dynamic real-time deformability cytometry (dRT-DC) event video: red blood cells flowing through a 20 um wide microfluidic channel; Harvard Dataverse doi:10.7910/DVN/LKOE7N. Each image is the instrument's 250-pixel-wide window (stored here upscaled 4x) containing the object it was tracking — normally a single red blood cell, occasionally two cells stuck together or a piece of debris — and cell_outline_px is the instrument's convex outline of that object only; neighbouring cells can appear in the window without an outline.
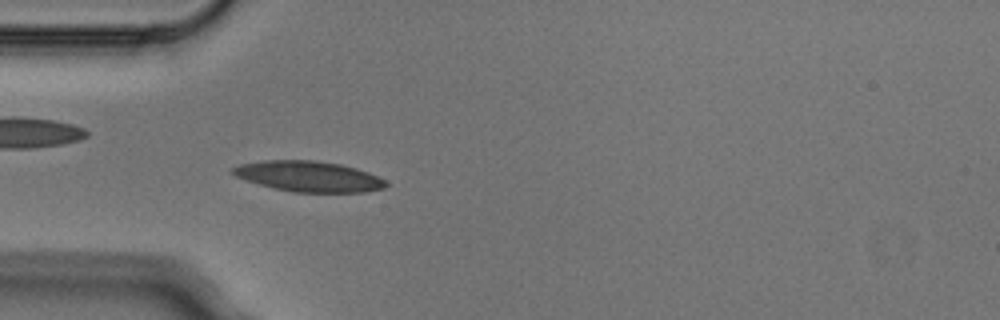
{"species": "Egyptian fruit bat (a non-hibernating species)", "species_latin": "Rousettus aegyptiacus", "temperature_condition": "cold", "stored_images_in_passage": 2, "camera_frame_rate_fps": 3000, "um_per_image_px": 0.085, "animal": {"sex": "male"}, "frame": {"image": 1, "passage_image": 2, "time_ms": 0.333, "image_size_px": [1000, 320], "cell_outline_px": [[388, 184], [384, 188], [364, 192], [292, 192], [260, 184], [236, 176], [228, 172], [228, 168], [240, 164], [264, 160], [316, 160], [340, 164], [356, 168], [368, 172], [384, 180]], "centroid_in_image_um": [26.2, 14.98], "position_along_channel_um": 58.8, "area_um2": 27.22}}